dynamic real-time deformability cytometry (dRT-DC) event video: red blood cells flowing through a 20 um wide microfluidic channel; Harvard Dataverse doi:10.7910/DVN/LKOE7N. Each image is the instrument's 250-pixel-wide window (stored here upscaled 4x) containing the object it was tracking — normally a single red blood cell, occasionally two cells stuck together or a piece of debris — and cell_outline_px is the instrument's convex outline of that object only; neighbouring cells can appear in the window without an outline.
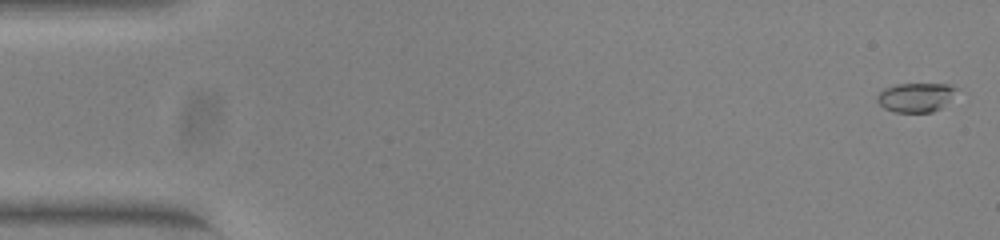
{"species": "common noctule bat (a hibernating species)", "species_latin": "Nyctalus noctula", "temperature_condition": "warm", "stored_images_in_passage": 52, "camera_frame_rate_fps": 3000, "um_per_image_px": 0.085, "animal": {"sex": "female", "body_mass_g": 23.0, "forearm_length_mm": 53.4}, "frame": {"image": 1, "passage_image": 1, "time_ms": 0.0, "image_size_px": [1000, 240], "cell_outline_px": [[960, 88], [940, 108], [932, 112], [896, 112], [884, 108], [876, 100], [876, 96], [884, 88], [896, 84], [948, 84]], "centroid_in_image_um": [77.83, 8.26], "position_along_channel_um": 7.2, "area_um2": 13.41}}
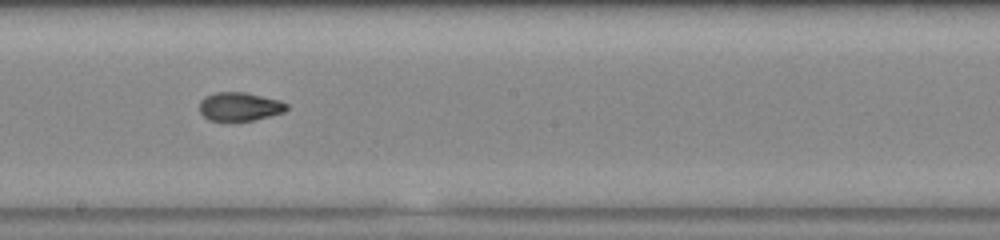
{"frame": {"image": 2, "passage_image": 29, "time_ms": 9.333, "image_size_px": [1000, 240], "cell_outline_px": [[288, 108], [284, 112], [252, 120], [208, 120], [200, 112], [200, 100], [204, 96], [216, 92], [244, 92], [280, 100], [288, 104]], "centroid_in_image_um": [20.36, 9.04], "position_along_channel_um": 227.8, "area_um2": 14.39}}
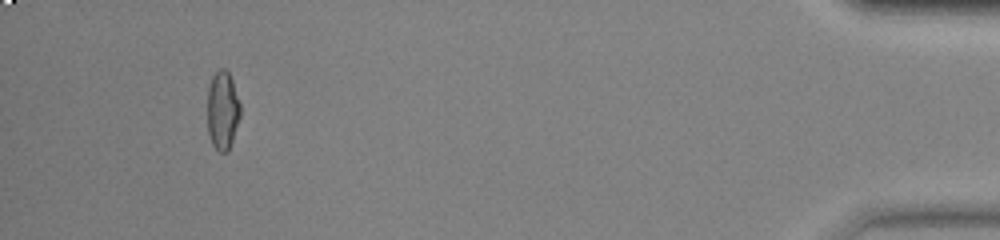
{"frame": {"image": 3, "passage_image": 49, "time_ms": 16.0, "image_size_px": [1000, 240], "cell_outline_px": [[240, 116], [228, 152], [220, 152], [212, 144], [208, 132], [208, 88], [212, 76], [220, 68], [224, 68], [228, 72], [232, 80], [240, 104]], "centroid_in_image_um": [18.91, 9.38], "position_along_channel_um": 416.3, "area_um2": 14.91}, "authors_computed_cell_mechanics": {"area_um2": 14.9124, "velocity_mm_per_s": 3.9312, "shape_relaxation_time_tau1_ms": null, "shape_relaxation_time_tau2_ms": 1.4707, "deformation_change_tau1": null, "deformation_change_tau2": 0.0489}}